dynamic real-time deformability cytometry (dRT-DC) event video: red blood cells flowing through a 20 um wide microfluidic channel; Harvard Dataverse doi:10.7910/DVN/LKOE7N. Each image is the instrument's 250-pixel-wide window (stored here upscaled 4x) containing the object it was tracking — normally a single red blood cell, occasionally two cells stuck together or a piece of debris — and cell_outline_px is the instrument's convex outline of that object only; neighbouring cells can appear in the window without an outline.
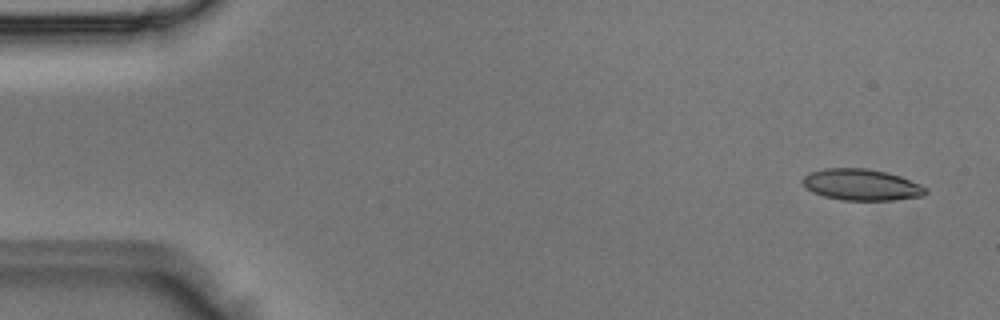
{"species": "Egyptian fruit bat (a non-hibernating species)", "species_latin": "Rousettus aegyptiacus", "temperature_condition": "room temperature", "stored_images_in_passage": 4, "camera_frame_rate_fps": 3000, "um_per_image_px": 0.085, "animal": {"sex": "male"}, "frame": {"image": 1, "passage_image": 1, "time_ms": 0.0, "image_size_px": [1000, 320], "cell_outline_px": [[928, 192], [924, 196], [892, 200], [844, 200], [824, 196], [812, 192], [800, 180], [804, 176], [812, 172], [824, 168], [864, 168], [884, 172], [900, 176], [920, 184], [928, 188]], "centroid_in_image_um": [73.25, 15.71], "position_along_channel_um": 11.8, "area_um2": 22.37}}